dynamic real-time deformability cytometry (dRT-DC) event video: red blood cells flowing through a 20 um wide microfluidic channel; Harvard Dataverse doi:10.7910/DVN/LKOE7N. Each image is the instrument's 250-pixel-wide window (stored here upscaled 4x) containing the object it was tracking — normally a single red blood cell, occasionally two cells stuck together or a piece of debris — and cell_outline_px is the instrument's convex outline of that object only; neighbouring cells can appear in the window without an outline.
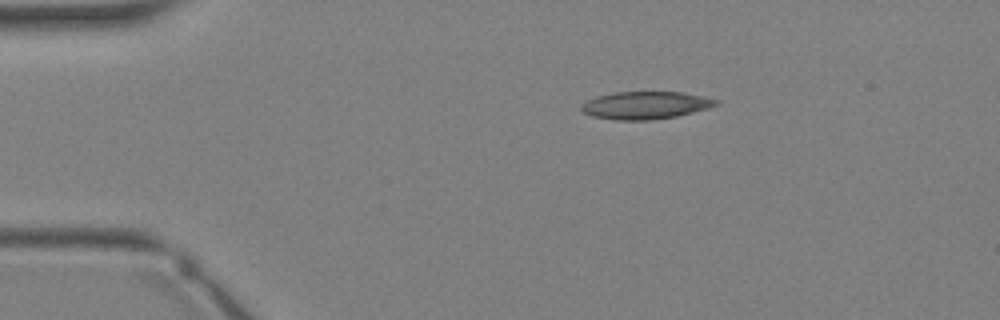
{"species": "Egyptian fruit bat (a non-hibernating species)", "species_latin": "Rousettus aegyptiacus", "temperature_condition": "warm", "stored_images_in_passage": 29, "camera_frame_rate_fps": 3000, "um_per_image_px": 0.085, "animal": {"sex": "female"}, "frame": {"image": 1, "passage_image": 1, "time_ms": 0.0, "image_size_px": [1000, 320], "cell_outline_px": [[720, 104], [708, 108], [676, 116], [652, 120], [616, 120], [592, 116], [584, 112], [580, 108], [580, 104], [596, 96], [612, 92], [684, 92], [704, 96], [720, 100]], "centroid_in_image_um": [54.88, 8.94], "position_along_channel_um": 30.1, "area_um2": 21.79}}
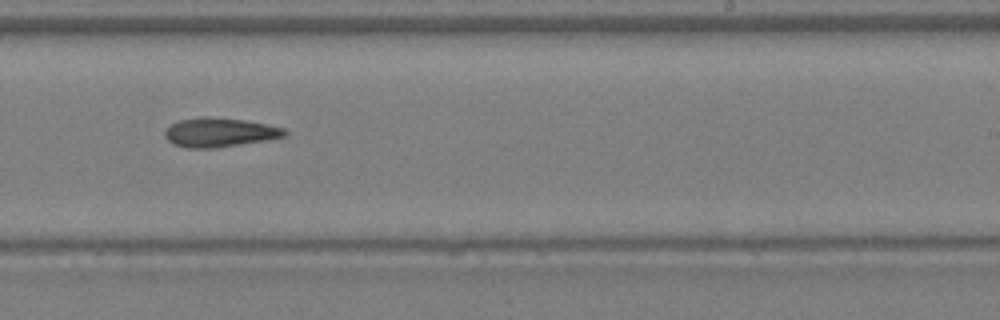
{"frame": {"image": 2, "passage_image": 16, "time_ms": 5.0, "image_size_px": [1000, 320], "cell_outline_px": [[288, 132], [284, 136], [264, 140], [240, 144], [212, 148], [188, 148], [172, 144], [164, 136], [164, 132], [172, 124], [180, 120], [208, 116], [244, 120], [284, 128]], "centroid_in_image_um": [18.63, 11.25], "position_along_channel_um": 270.4, "area_um2": 20.0}}
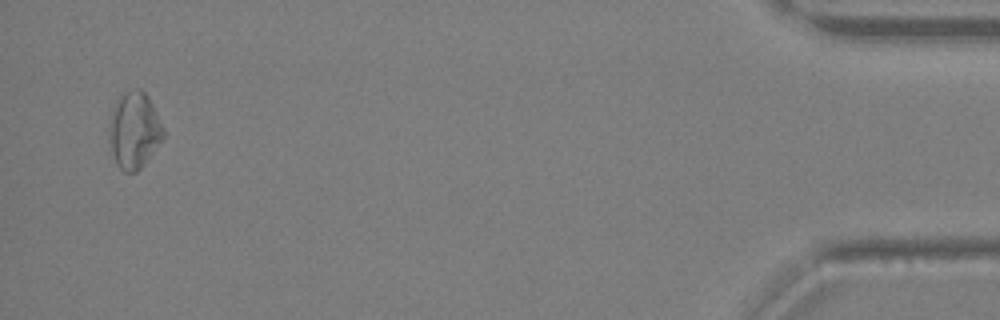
{"frame": {"image": 3, "passage_image": 28, "time_ms": 9.0, "image_size_px": [1000, 320], "cell_outline_px": [[164, 136], [144, 164], [136, 172], [124, 172], [116, 164], [108, 140], [108, 128], [112, 108], [116, 100], [124, 92], [140, 88], [148, 96], [164, 128]], "centroid_in_image_um": [11.37, 11.07], "position_along_channel_um": 423.8, "area_um2": 24.16}}